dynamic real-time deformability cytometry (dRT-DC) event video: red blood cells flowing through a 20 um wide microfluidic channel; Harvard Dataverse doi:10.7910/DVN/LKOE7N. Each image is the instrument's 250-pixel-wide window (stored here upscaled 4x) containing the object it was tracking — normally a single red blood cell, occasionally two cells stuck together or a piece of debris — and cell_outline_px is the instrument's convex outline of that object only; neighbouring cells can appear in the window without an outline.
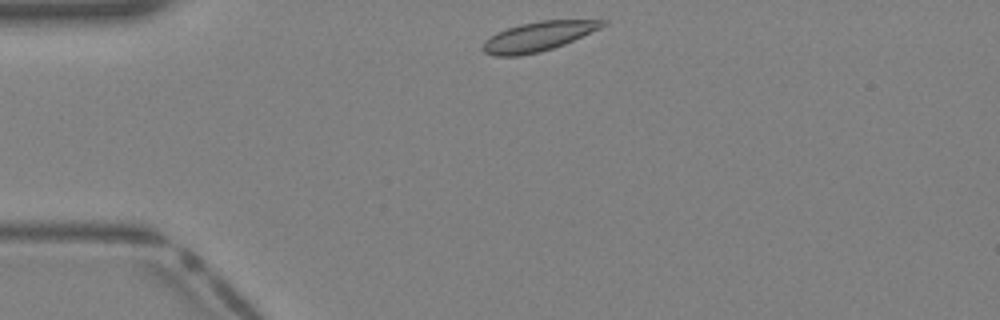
{"species": "Egyptian fruit bat (a non-hibernating species)", "species_latin": "Rousettus aegyptiacus", "temperature_condition": "warm", "stored_images_in_passage": 31, "camera_frame_rate_fps": 3000, "um_per_image_px": 0.085, "animal": {"sex": "female"}, "frame": {"image": 1, "passage_image": 1, "time_ms": 0.0, "image_size_px": [1000, 320], "cell_outline_px": [[608, 24], [600, 28], [564, 44], [540, 52], [520, 56], [496, 56], [484, 52], [480, 48], [484, 40], [496, 32], [520, 24], [540, 20], [608, 20]], "centroid_in_image_um": [45.71, 3.1], "position_along_channel_um": 39.3, "area_um2": 20.58}}
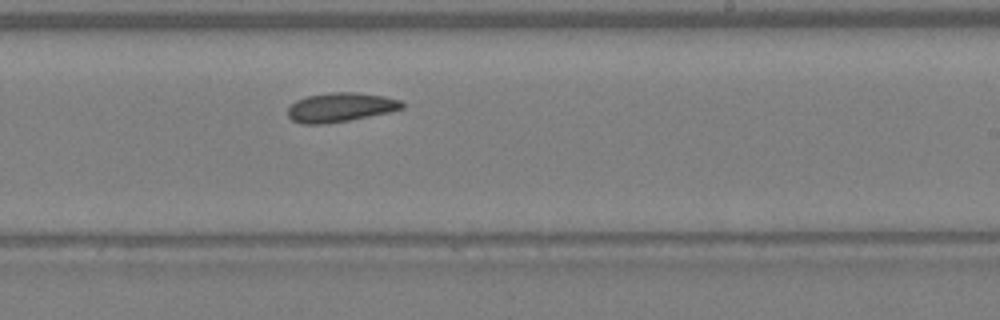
{"frame": {"image": 2, "passage_image": 16, "time_ms": 5.0, "image_size_px": [1000, 320], "cell_outline_px": [[404, 108], [388, 112], [348, 120], [324, 124], [304, 124], [292, 120], [288, 116], [288, 108], [296, 100], [308, 96], [332, 92], [352, 92], [384, 96], [400, 100], [404, 104]], "centroid_in_image_um": [28.92, 9.12], "position_along_channel_um": 260.1, "area_um2": 19.19}}
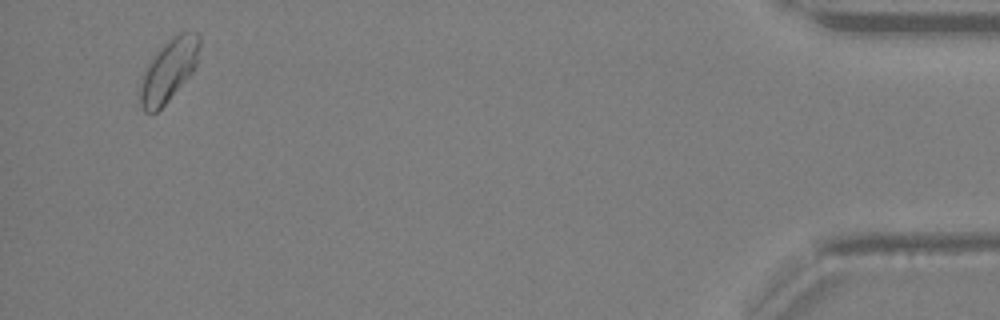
{"frame": {"image": 3, "passage_image": 30, "time_ms": 9.667, "image_size_px": [1000, 320], "cell_outline_px": [[200, 44], [196, 64], [192, 72], [168, 100], [156, 112], [144, 112], [140, 104], [136, 92], [144, 72], [152, 56], [172, 36], [180, 32], [196, 32], [200, 36]], "centroid_in_image_um": [14.29, 5.98], "position_along_channel_um": 420.9, "area_um2": 21.56}}